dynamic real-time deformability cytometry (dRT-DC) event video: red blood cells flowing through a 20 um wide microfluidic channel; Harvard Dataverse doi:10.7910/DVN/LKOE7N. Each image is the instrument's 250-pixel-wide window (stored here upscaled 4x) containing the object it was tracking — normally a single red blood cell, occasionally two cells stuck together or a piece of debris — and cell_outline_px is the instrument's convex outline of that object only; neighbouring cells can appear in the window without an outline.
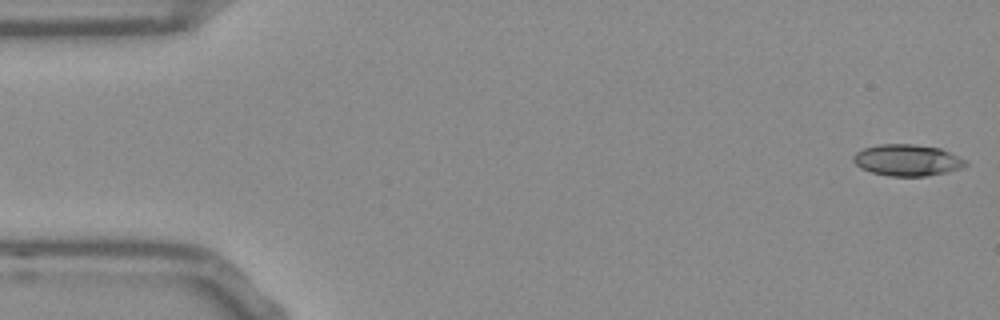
{"species": "Egyptian fruit bat (a non-hibernating species)", "species_latin": "Rousettus aegyptiacus", "temperature_condition": "room temperature", "stored_images_in_passage": 53, "camera_frame_rate_fps": 3000, "um_per_image_px": 0.085, "frame": {"image": 1, "passage_image": 1, "time_ms": 0.0, "image_size_px": [1000, 320], "cell_outline_px": [[968, 164], [960, 168], [948, 172], [924, 176], [888, 176], [872, 172], [860, 168], [852, 160], [852, 156], [856, 152], [864, 148], [880, 144], [912, 144], [940, 148], [968, 160]], "centroid_in_image_um": [77.12, 13.61], "position_along_channel_um": 7.9, "area_um2": 20.63}}
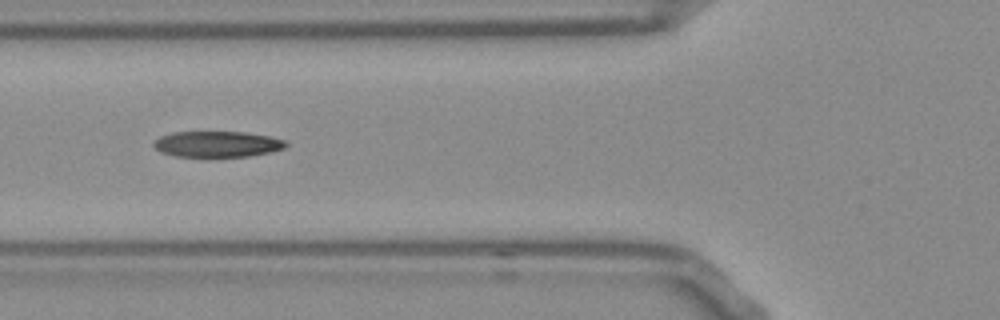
{"frame": {"image": 2, "passage_image": 19, "time_ms": 6.0, "image_size_px": [1000, 320], "cell_outline_px": [[288, 144], [284, 148], [268, 152], [248, 156], [176, 156], [160, 152], [152, 144], [160, 136], [172, 132], [244, 132], [268, 136], [284, 140]], "centroid_in_image_um": [18.44, 12.24], "position_along_channel_um": 107.4, "area_um2": 19.65}}
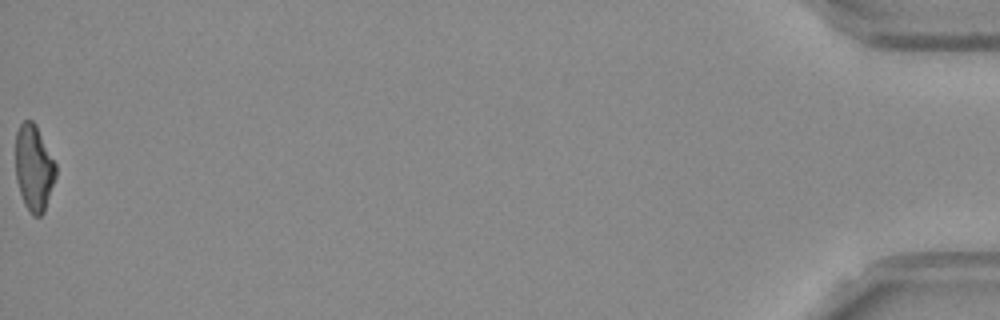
{"frame": {"image": 3, "passage_image": 53, "time_ms": 17.333, "image_size_px": [1000, 320], "cell_outline_px": [[56, 176], [44, 212], [40, 216], [32, 216], [24, 204], [16, 180], [16, 132], [20, 124], [24, 120], [32, 120], [36, 124], [56, 164]], "centroid_in_image_um": [2.88, 14.27], "position_along_channel_um": 432.3, "area_um2": 20.23}, "authors_computed_cell_mechanics": {"area_um2": 20.6924, "velocity_mm_per_s": 3.814, "shape_relaxation_time_tau1_ms": 8.8419, "shape_relaxation_time_tau2_ms": 2.1911, "deformation_change_tau1": 0.2579, "deformation_change_tau2": 0.0966}}